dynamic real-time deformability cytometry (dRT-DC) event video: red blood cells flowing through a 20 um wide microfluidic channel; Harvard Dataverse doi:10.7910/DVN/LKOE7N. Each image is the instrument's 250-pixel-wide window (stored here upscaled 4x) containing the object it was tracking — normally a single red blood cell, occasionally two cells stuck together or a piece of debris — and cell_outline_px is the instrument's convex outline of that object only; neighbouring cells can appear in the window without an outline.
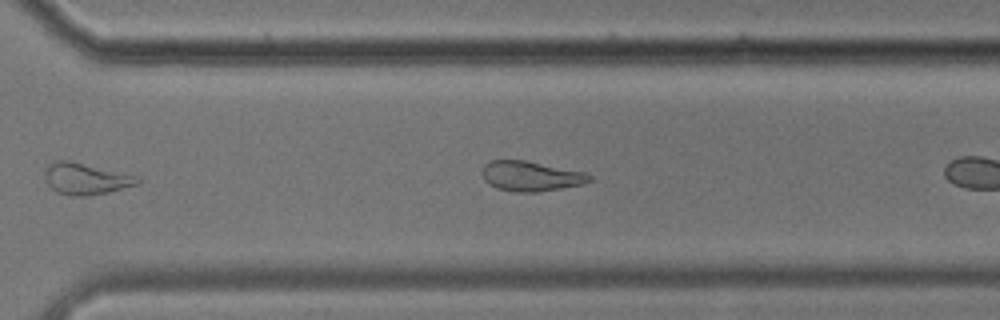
{"species": "common noctule bat (a hibernating species)", "species_latin": "Nyctalus noctula", "temperature_condition": "cold", "stored_images_in_passage": 29, "camera_frame_rate_fps": 3000, "um_per_image_px": 0.085, "animal": {"sex": "male", "body_mass_g": 17.9}, "frame": {"image": 1, "passage_image": 25, "time_ms": 8.0, "image_size_px": [1000, 320], "cell_outline_px": [[592, 180], [584, 184], [536, 192], [516, 192], [496, 188], [488, 184], [484, 180], [484, 164], [492, 160], [524, 160], [584, 172], [592, 176]], "centroid_in_image_um": [45.13, 14.98], "position_along_channel_um": 325.5, "area_um2": 18.55}}